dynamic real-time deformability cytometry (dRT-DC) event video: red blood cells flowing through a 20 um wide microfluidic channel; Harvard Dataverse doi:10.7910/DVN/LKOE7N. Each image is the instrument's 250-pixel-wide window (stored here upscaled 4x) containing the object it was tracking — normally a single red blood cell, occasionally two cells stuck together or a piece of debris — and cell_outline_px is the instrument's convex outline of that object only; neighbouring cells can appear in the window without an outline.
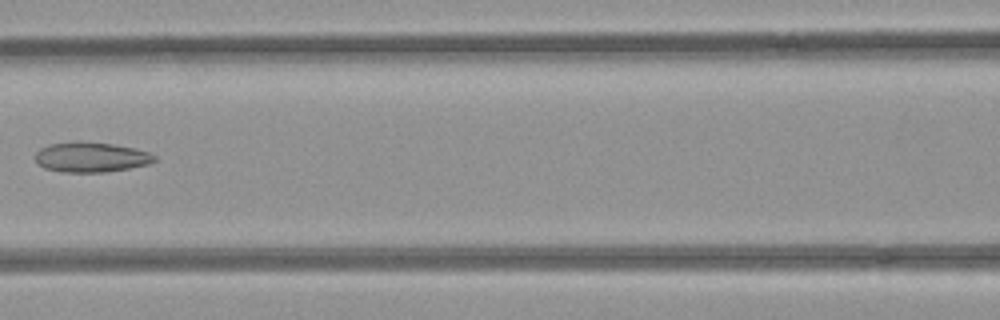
{"species": "common noctule bat (a hibernating species)", "species_latin": "Nyctalus noctula", "temperature_condition": "room temperature", "stored_images_in_passage": 9, "camera_frame_rate_fps": 3000, "um_per_image_px": 0.085, "animal": {"sex": "female", "body_mass_g": 21.9}, "frame": {"image": 1, "passage_image": 7, "time_ms": 2.0, "image_size_px": [1000, 320], "cell_outline_px": [[156, 160], [148, 164], [128, 168], [104, 172], [60, 172], [44, 168], [36, 164], [36, 152], [40, 148], [48, 144], [76, 140], [80, 140], [112, 144], [132, 148], [148, 152], [156, 156]], "centroid_in_image_um": [7.67, 13.34], "position_along_channel_um": 158.9, "area_um2": 21.04}}
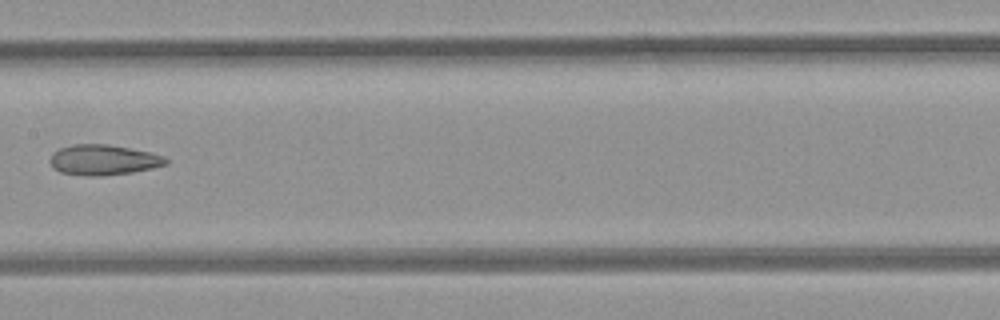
{"frame": {"image": 2, "passage_image": 8, "time_ms": 2.333, "image_size_px": [1000, 320], "cell_outline_px": [[168, 164], [152, 168], [132, 172], [100, 176], [88, 176], [60, 172], [52, 168], [48, 160], [52, 152], [60, 148], [76, 144], [108, 144], [152, 152], [164, 156], [168, 160]], "centroid_in_image_um": [8.77, 13.59], "position_along_channel_um": 198.6, "area_um2": 20.69}}
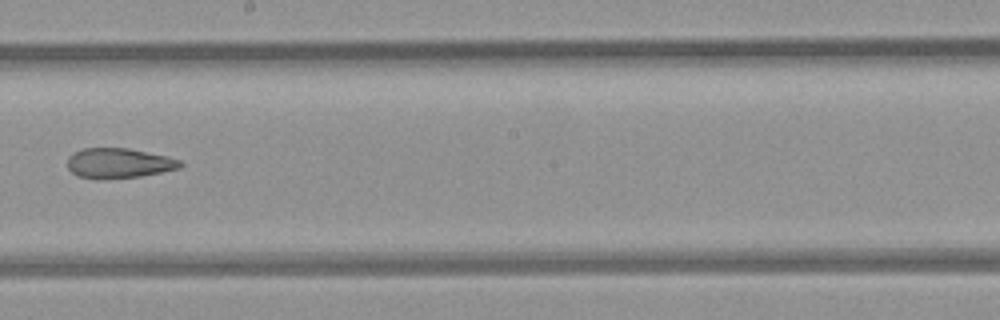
{"frame": {"image": 3, "passage_image": 9, "time_ms": 2.667, "image_size_px": [1000, 320], "cell_outline_px": [[184, 164], [180, 168], [140, 176], [96, 180], [76, 176], [68, 168], [68, 156], [84, 148], [128, 148], [168, 156], [180, 160]], "centroid_in_image_um": [10.09, 13.88], "position_along_channel_um": 238.1, "area_um2": 19.83}}